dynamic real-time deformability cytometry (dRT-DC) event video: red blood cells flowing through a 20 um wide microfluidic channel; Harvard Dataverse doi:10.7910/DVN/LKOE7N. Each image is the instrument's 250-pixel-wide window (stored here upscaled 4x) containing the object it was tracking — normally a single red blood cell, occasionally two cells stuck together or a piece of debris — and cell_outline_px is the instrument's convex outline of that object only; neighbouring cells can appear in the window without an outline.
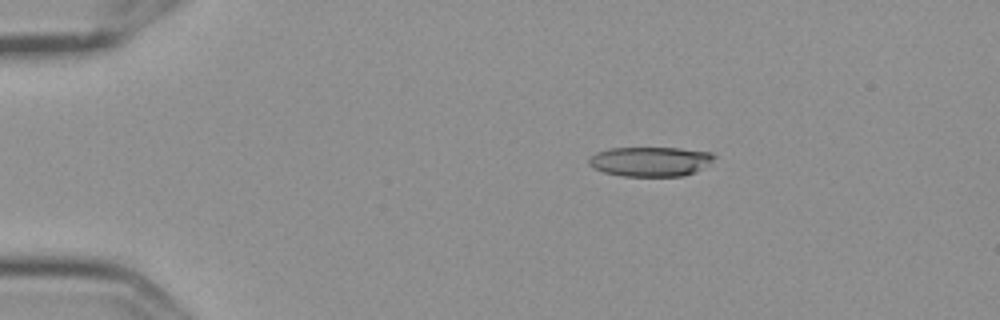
{"species": "Egyptian fruit bat (a non-hibernating species)", "species_latin": "Rousettus aegyptiacus", "temperature_condition": "cold", "stored_images_in_passage": 6, "camera_frame_rate_fps": 3000, "um_per_image_px": 0.085, "frame": {"image": 1, "passage_image": 4, "time_ms": 1.0, "image_size_px": [1000, 320], "cell_outline_px": [[716, 156], [708, 164], [684, 176], [624, 176], [604, 172], [588, 164], [588, 160], [596, 152], [608, 148], [680, 148], [712, 152]], "centroid_in_image_um": [55.27, 13.71], "position_along_channel_um": 29.7, "area_um2": 21.44}}